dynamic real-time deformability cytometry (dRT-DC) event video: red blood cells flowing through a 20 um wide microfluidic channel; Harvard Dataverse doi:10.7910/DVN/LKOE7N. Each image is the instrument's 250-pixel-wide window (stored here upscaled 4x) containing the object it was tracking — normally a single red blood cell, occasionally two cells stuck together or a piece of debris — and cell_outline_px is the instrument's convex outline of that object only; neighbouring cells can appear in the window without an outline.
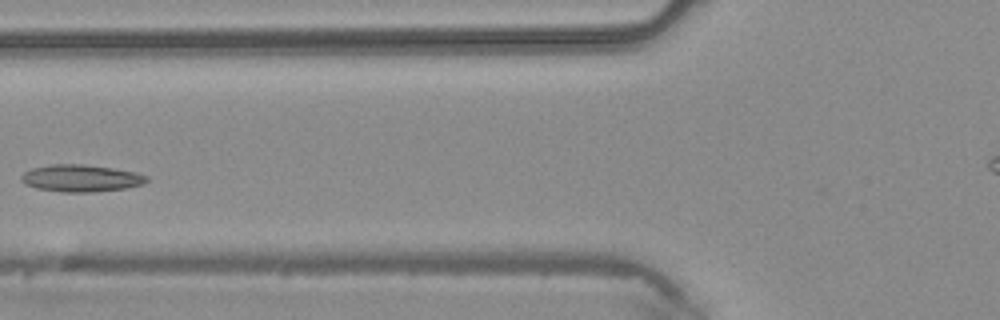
{"species": "common noctule bat (a hibernating species)", "species_latin": "Nyctalus noctula", "temperature_condition": "warm", "stored_images_in_passage": 5, "segment_of_instrument_passage": [1, 2], "camera_frame_rate_fps": 3000, "um_per_image_px": 0.085, "animal": {"sex": "male", "body_mass_g": 20.4}, "frame": {"image": 1, "passage_image": 4, "time_ms": 1.0, "image_size_px": [1000, 320], "cell_outline_px": [[148, 180], [144, 184], [124, 188], [92, 192], [60, 192], [36, 188], [24, 184], [20, 180], [20, 176], [24, 172], [32, 168], [52, 164], [80, 164], [112, 168], [136, 172], [148, 176]], "centroid_in_image_um": [6.85, 15.15], "position_along_channel_um": 118.9, "area_um2": 19.83}}